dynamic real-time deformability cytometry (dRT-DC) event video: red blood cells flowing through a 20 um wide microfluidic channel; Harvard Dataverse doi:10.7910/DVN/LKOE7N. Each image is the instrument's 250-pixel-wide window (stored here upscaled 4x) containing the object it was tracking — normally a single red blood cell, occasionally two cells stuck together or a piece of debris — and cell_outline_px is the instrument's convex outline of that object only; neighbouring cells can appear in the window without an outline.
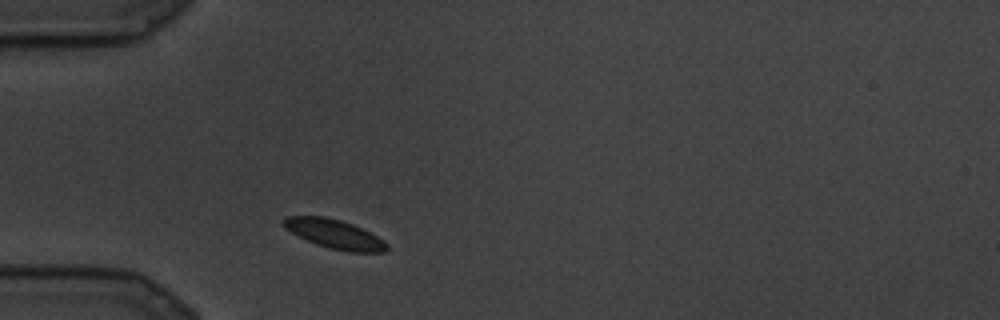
{"species": "common noctule bat (a hibernating species)", "species_latin": "Nyctalus noctula", "temperature_condition": "cold", "stored_images_in_passage": 1, "camera_frame_rate_fps": 3000, "um_per_image_px": 0.085, "animal": {"sex": "male", "body_mass_g": 19.5, "forearm_length_mm": 54.6}, "frame": {"image": 1, "passage_image": 1, "time_ms": 0.0, "image_size_px": [1000, 320], "cell_outline_px": [[388, 248], [384, 252], [348, 252], [328, 248], [316, 244], [284, 228], [280, 224], [280, 220], [284, 216], [324, 216], [340, 220], [352, 224], [384, 240], [388, 244]], "centroid_in_image_um": [28.39, 19.89], "position_along_channel_um": 56.6, "area_um2": 17.51}}